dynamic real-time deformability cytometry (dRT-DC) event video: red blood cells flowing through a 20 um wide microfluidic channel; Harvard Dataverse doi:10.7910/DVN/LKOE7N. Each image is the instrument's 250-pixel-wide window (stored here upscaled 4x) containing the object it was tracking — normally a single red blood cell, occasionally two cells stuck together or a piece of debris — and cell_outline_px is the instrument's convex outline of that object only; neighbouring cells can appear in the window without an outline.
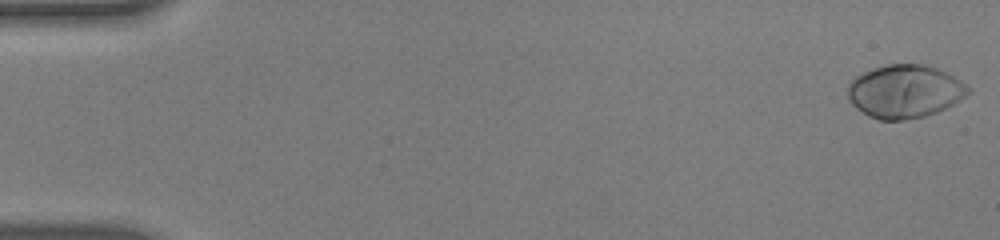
{"species": "human", "species_latin": "Homo sapiens", "temperature_condition": "warm", "stored_images_in_passage": 55, "camera_frame_rate_fps": 3000, "um_per_image_px": 0.085, "donor": {"sex": "male"}, "frame": {"image": 1, "passage_image": 1, "time_ms": 0.0, "image_size_px": [1000, 240], "cell_outline_px": [[972, 92], [952, 104], [936, 112], [924, 116], [904, 120], [880, 120], [868, 116], [856, 108], [848, 100], [848, 84], [856, 76], [872, 68], [884, 64], [920, 64], [936, 68], [960, 80]], "centroid_in_image_um": [76.86, 7.77], "position_along_channel_um": 8.1, "area_um2": 37.11}}
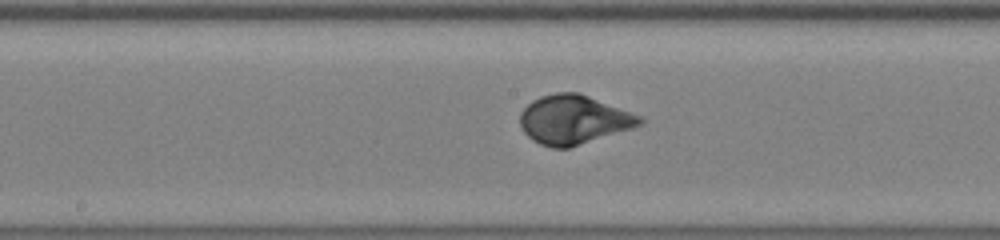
{"frame": {"image": 2, "passage_image": 29, "time_ms": 9.333, "image_size_px": [1000, 240], "cell_outline_px": [[644, 124], [632, 128], [568, 148], [552, 148], [540, 144], [532, 140], [524, 132], [520, 124], [520, 112], [532, 100], [540, 96], [556, 92], [580, 92], [640, 116], [644, 120]], "centroid_in_image_um": [48.74, 10.16], "position_along_channel_um": 199.5, "area_um2": 34.1}}
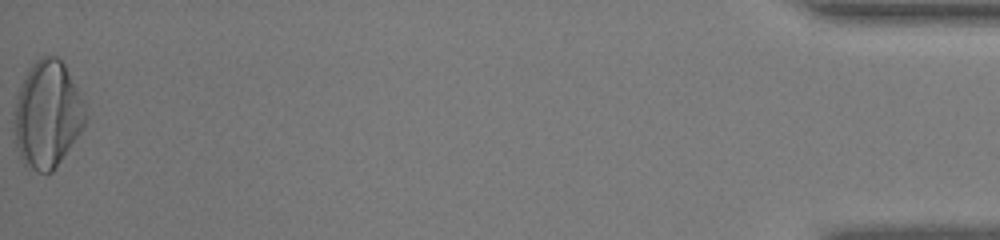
{"frame": {"image": 3, "passage_image": 55, "time_ms": 18.0, "image_size_px": [1000, 240], "cell_outline_px": [[88, 120], [80, 132], [52, 172], [36, 172], [24, 164], [12, 140], [12, 112], [16, 96], [20, 84], [28, 68], [40, 56], [56, 56], [64, 64], [80, 92], [84, 100], [88, 116]], "centroid_in_image_um": [3.98, 9.72], "position_along_channel_um": 431.2, "area_um2": 45.43}, "authors_computed_cell_mechanics": {"area_um2": 34.68, "velocity_mm_per_s": 3.7905, "shape_relaxation_time_tau1_ms": 3.4865, "shape_relaxation_time_tau2_ms": null, "deformation_change_tau1": 0.2048, "deformation_change_tau2": null}}